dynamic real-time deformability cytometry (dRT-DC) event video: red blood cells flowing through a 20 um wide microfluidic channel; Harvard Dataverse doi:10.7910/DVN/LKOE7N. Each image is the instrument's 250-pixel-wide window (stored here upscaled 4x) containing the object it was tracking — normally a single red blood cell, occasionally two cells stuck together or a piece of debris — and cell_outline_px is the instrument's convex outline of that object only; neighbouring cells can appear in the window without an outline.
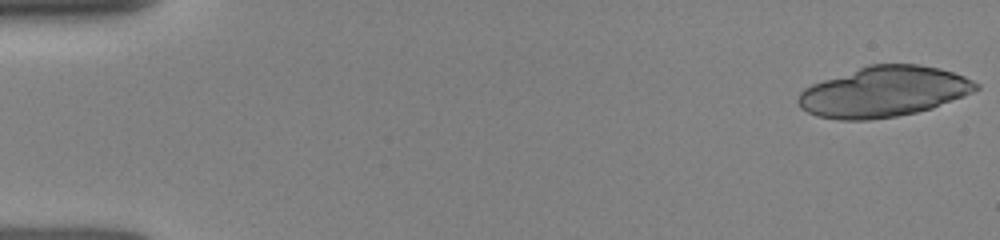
{"species": "human", "species_latin": "Homo sapiens", "temperature_condition": "room temperature", "stored_images_in_passage": 5, "camera_frame_rate_fps": 3000, "um_per_image_px": 0.085, "donor": {"sex": "female"}, "frame": {"image": 1, "passage_image": 1, "time_ms": 0.0, "image_size_px": [1000, 240], "cell_outline_px": [[980, 88], [964, 96], [932, 108], [916, 112], [896, 116], [868, 120], [840, 120], [816, 116], [800, 108], [796, 100], [800, 92], [804, 88], [812, 84], [868, 64], [920, 64], [940, 68], [964, 76], [980, 84]], "centroid_in_image_um": [75.11, 7.8], "position_along_channel_um": 9.9, "area_um2": 52.37}}